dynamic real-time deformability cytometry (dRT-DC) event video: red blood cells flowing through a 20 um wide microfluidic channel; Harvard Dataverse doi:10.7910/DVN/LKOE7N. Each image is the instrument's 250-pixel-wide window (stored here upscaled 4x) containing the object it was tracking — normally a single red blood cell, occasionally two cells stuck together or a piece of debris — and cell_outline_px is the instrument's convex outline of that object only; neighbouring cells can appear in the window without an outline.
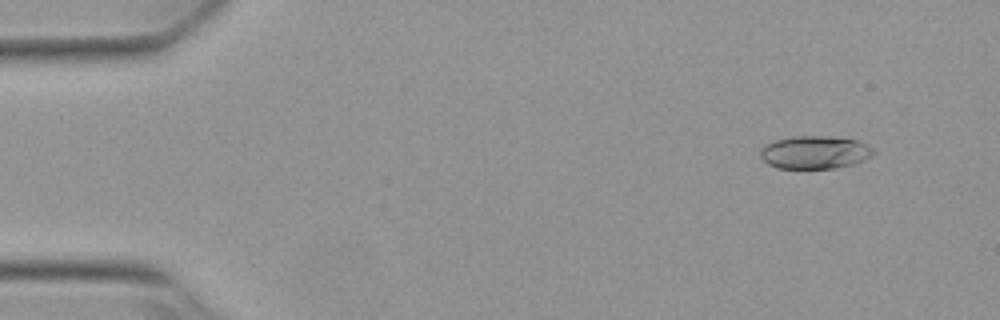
{"species": "Egyptian fruit bat (a non-hibernating species)", "species_latin": "Rousettus aegyptiacus", "temperature_condition": "warm", "stored_images_in_passage": 54, "camera_frame_rate_fps": 3000, "um_per_image_px": 0.085, "animal": {"sex": "female"}, "frame": {"image": 1, "passage_image": 5, "time_ms": 1.333, "image_size_px": [1000, 320], "cell_outline_px": [[876, 152], [872, 156], [864, 160], [852, 164], [836, 168], [776, 168], [768, 164], [760, 156], [760, 152], [764, 144], [776, 140], [792, 136], [824, 136], [856, 140], [868, 144]], "centroid_in_image_um": [69.26, 12.95], "position_along_channel_um": 15.7, "area_um2": 21.73}}
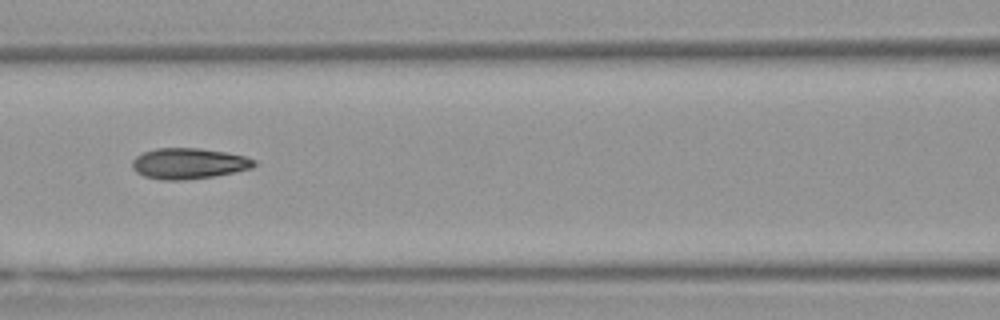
{"frame": {"image": 2, "passage_image": 24, "time_ms": 7.667, "image_size_px": [1000, 320], "cell_outline_px": [[256, 164], [252, 168], [212, 176], [184, 180], [160, 180], [144, 176], [136, 172], [132, 168], [132, 160], [136, 156], [144, 152], [156, 148], [200, 148], [224, 152], [244, 156], [256, 160]], "centroid_in_image_um": [16.0, 13.89], "position_along_channel_um": 150.6, "area_um2": 21.79}}
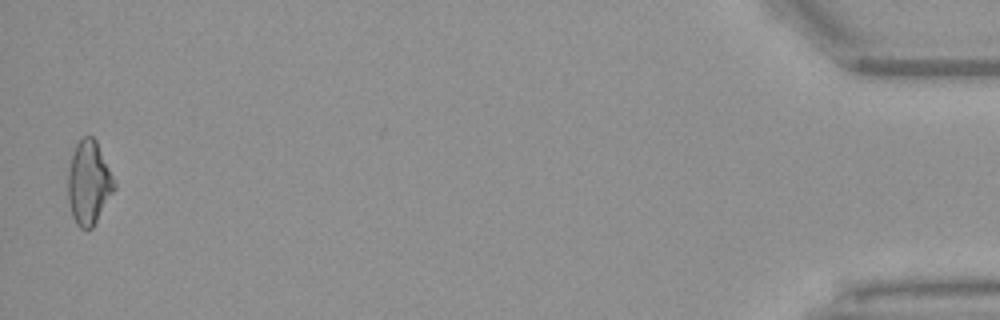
{"frame": {"image": 3, "passage_image": 53, "time_ms": 17.333, "image_size_px": [1000, 320], "cell_outline_px": [[116, 188], [92, 228], [80, 228], [76, 224], [72, 216], [68, 200], [68, 172], [72, 156], [76, 144], [84, 136], [92, 136], [96, 140], [116, 184]], "centroid_in_image_um": [7.54, 15.55], "position_along_channel_um": 427.7, "area_um2": 22.31}, "authors_computed_cell_mechanics": {"area_um2": 21.5594, "velocity_mm_per_s": 3.8266, "shape_relaxation_time_tau1_ms": 7.5594, "shape_relaxation_time_tau2_ms": 2.2015, "deformation_change_tau1": 0.1992, "deformation_change_tau2": 0.0917}}